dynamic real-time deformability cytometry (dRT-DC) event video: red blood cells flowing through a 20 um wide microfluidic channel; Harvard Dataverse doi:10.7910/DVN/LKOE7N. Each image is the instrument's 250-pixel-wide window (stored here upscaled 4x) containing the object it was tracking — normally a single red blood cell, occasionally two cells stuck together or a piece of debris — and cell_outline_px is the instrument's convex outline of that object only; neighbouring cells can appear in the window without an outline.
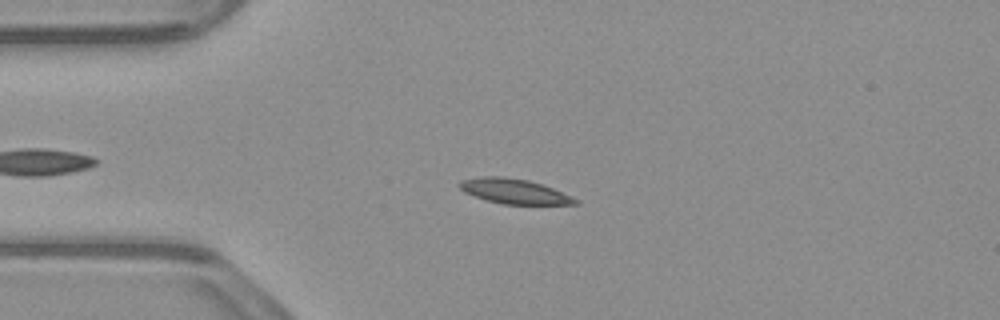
{"species": "common noctule bat (a hibernating species)", "species_latin": "Nyctalus noctula", "temperature_condition": "warm", "stored_images_in_passage": 54, "camera_frame_rate_fps": 3000, "um_per_image_px": 0.085, "animal": {"sex": "male", "body_mass_g": 23.1, "forearm_length_mm": 52.7}, "frame": {"image": 1, "passage_image": 13, "time_ms": 4.0, "image_size_px": [1000, 320], "cell_outline_px": [[580, 204], [504, 204], [488, 200], [464, 192], [456, 184], [460, 180], [480, 176], [504, 176], [528, 180], [544, 184], [580, 200]], "centroid_in_image_um": [43.71, 16.24], "position_along_channel_um": 41.3, "area_um2": 16.88}}
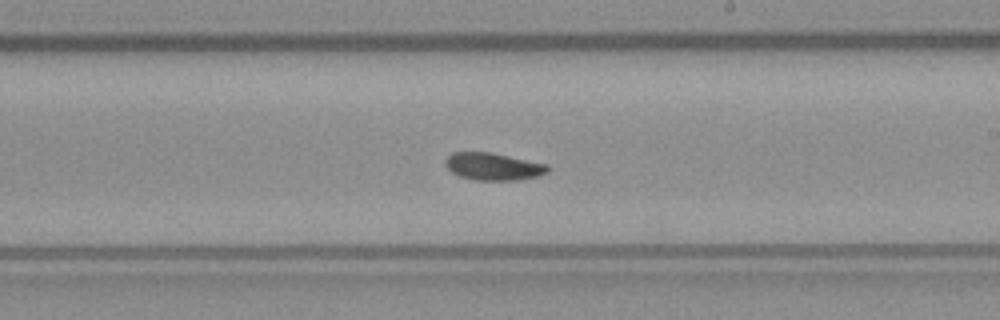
{"frame": {"image": 2, "passage_image": 31, "time_ms": 10.0, "image_size_px": [1000, 320], "cell_outline_px": [[548, 172], [540, 176], [520, 180], [476, 180], [460, 176], [452, 172], [444, 164], [444, 160], [452, 152], [492, 152], [548, 164]], "centroid_in_image_um": [41.94, 14.15], "position_along_channel_um": 247.1, "area_um2": 16.47}}
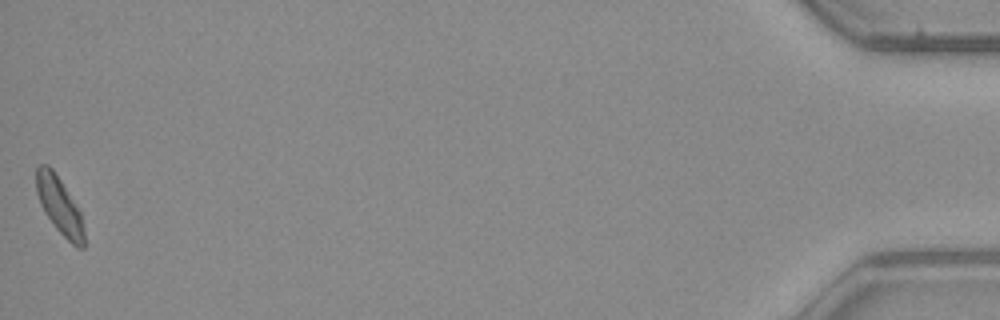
{"frame": {"image": 3, "passage_image": 54, "time_ms": 17.667, "image_size_px": [1000, 320], "cell_outline_px": [[84, 248], [76, 248], [56, 228], [44, 212], [40, 204], [36, 192], [36, 168], [40, 164], [48, 164], [52, 168], [60, 180], [80, 212], [84, 232]], "centroid_in_image_um": [5.03, 17.47], "position_along_channel_um": 430.2, "area_um2": 15.66}, "authors_computed_cell_mechanics": {"area_um2": 16.2996, "velocity_mm_per_s": 3.7948, "shape_relaxation_time_tau1_ms": 4.4088, "shape_relaxation_time_tau2_ms": null, "deformation_change_tau1": 0.1299, "deformation_change_tau2": null}}